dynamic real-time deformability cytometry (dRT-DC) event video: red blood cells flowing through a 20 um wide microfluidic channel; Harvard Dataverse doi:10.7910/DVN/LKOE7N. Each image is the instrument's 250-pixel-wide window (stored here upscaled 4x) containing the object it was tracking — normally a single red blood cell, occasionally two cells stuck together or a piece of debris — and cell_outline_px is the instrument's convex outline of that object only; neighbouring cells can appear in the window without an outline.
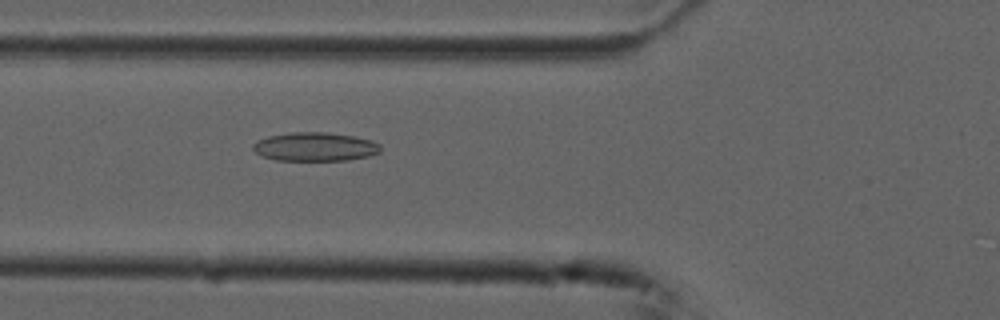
{"species": "common noctule bat (a hibernating species)", "species_latin": "Nyctalus noctula", "temperature_condition": "cold", "stored_images_in_passage": 53, "camera_frame_rate_fps": 3000, "um_per_image_px": 0.085, "animal": {"sex": "male", "forearm_length_mm": 52.5}, "frame": {"image": 1, "passage_image": 20, "time_ms": 6.333, "image_size_px": [1000, 320], "cell_outline_px": [[380, 152], [368, 156], [348, 160], [276, 160], [260, 156], [252, 148], [252, 144], [256, 140], [268, 136], [292, 132], [324, 132], [356, 136], [372, 140], [380, 144]], "centroid_in_image_um": [26.76, 12.47], "position_along_channel_um": 99.0, "area_um2": 21.5}}
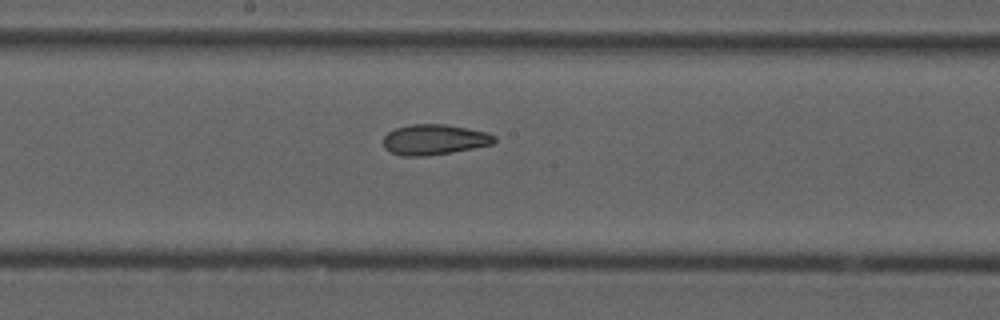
{"frame": {"image": 2, "passage_image": 29, "time_ms": 9.333, "image_size_px": [1000, 320], "cell_outline_px": [[496, 140], [492, 144], [452, 152], [428, 156], [400, 156], [384, 148], [384, 136], [388, 132], [396, 128], [412, 124], [444, 124], [468, 128], [484, 132], [496, 136]], "centroid_in_image_um": [36.9, 11.87], "position_along_channel_um": 211.3, "area_um2": 19.59}}
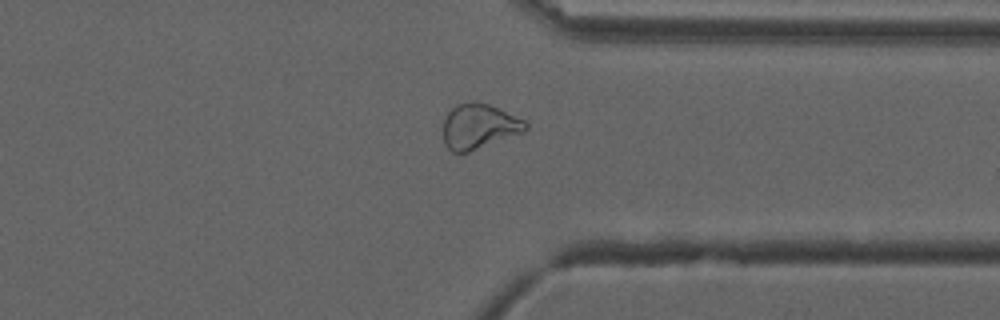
{"frame": {"image": 3, "passage_image": 42, "time_ms": 13.667, "image_size_px": [1000, 320], "cell_outline_px": [[528, 128], [524, 132], [468, 152], [452, 152], [444, 144], [444, 120], [448, 112], [456, 104], [488, 104], [524, 120], [528, 124]], "centroid_in_image_um": [40.71, 10.78], "position_along_channel_um": 370.7, "area_um2": 21.04}, "authors_computed_cell_mechanics": {"area_um2": 22.1374, "velocity_mm_per_s": 3.7282, "shape_relaxation_time_tau1_ms": null, "shape_relaxation_time_tau2_ms": 4.9571, "deformation_change_tau1": null, "deformation_change_tau2": 0.0968}}